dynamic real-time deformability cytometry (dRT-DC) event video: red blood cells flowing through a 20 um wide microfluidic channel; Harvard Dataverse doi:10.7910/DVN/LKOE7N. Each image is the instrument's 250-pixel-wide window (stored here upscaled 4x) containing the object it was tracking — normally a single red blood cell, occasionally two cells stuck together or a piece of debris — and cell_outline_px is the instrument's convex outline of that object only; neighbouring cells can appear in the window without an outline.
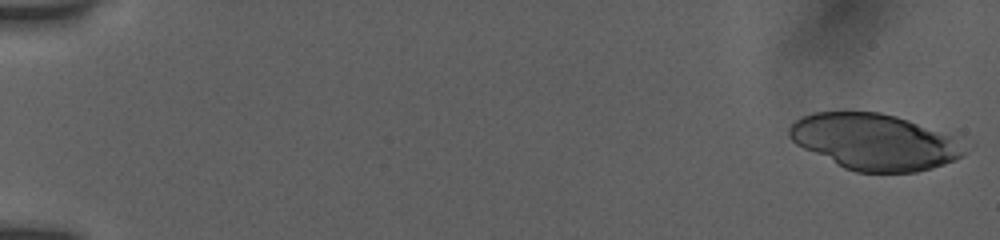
{"species": "human", "species_latin": "Homo sapiens", "temperature_condition": "room temperature", "stored_images_in_passage": 54, "camera_frame_rate_fps": 3000, "um_per_image_px": 0.085, "donor": {"sex": "female"}, "frame": {"image": 1, "passage_image": 1, "time_ms": 0.0, "image_size_px": [1000, 240], "cell_outline_px": [[964, 156], [944, 164], [932, 168], [916, 172], [856, 172], [844, 168], [796, 144], [788, 136], [788, 128], [796, 120], [812, 112], [880, 112], [896, 116], [908, 120], [952, 136], [964, 152]], "centroid_in_image_um": [74.27, 12.05], "position_along_channel_um": 10.7, "area_um2": 56.47}}
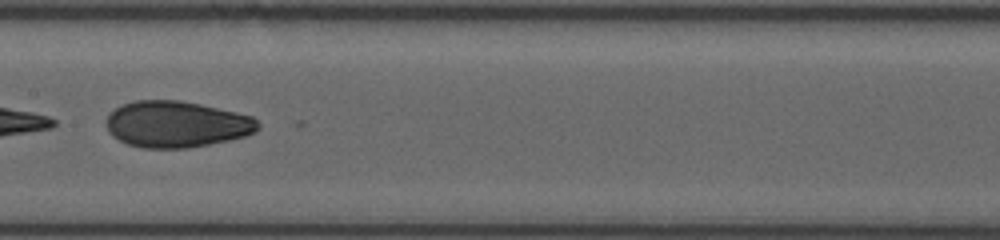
{"frame": {"image": 2, "passage_image": 34, "time_ms": 9.333, "image_size_px": [1000, 240], "cell_outline_px": [[260, 128], [256, 132], [244, 136], [228, 140], [188, 148], [144, 148], [128, 144], [112, 136], [108, 132], [108, 116], [116, 108], [124, 104], [136, 100], [180, 100], [200, 104], [236, 112], [252, 116], [260, 124]], "centroid_in_image_um": [15.03, 10.56], "position_along_channel_um": 192.4, "area_um2": 40.75}}
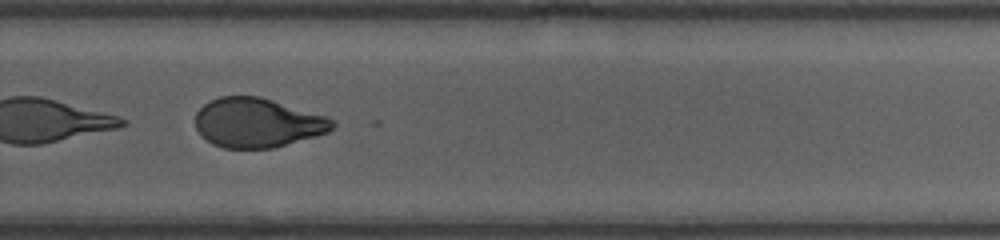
{"frame": {"image": 3, "passage_image": 47, "time_ms": 12.333, "image_size_px": [1000, 240], "cell_outline_px": [[336, 124], [328, 132], [316, 136], [272, 148], [224, 148], [212, 144], [200, 136], [196, 128], [196, 112], [204, 104], [220, 96], [260, 96], [328, 116]], "centroid_in_image_um": [21.87, 10.43], "position_along_channel_um": 307.9, "area_um2": 39.54}}